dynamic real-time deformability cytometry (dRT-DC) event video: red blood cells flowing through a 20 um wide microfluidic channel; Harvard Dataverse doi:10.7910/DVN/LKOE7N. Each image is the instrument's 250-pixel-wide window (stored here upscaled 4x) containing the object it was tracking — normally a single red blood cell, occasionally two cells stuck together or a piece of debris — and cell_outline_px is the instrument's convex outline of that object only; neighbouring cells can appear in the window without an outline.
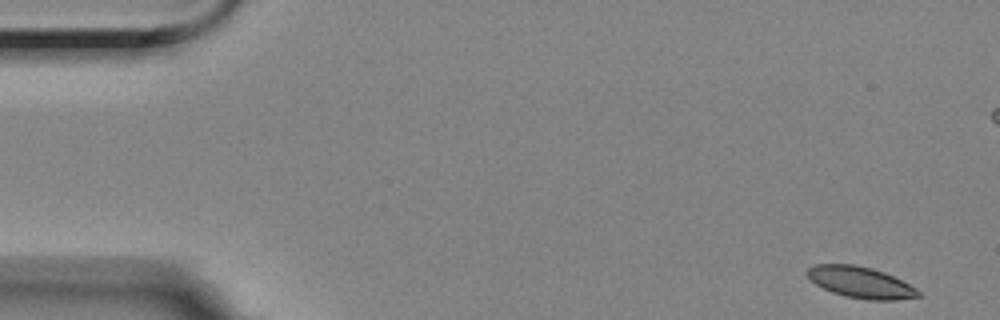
{"species": "Egyptian fruit bat (a non-hibernating species)", "species_latin": "Rousettus aegyptiacus", "temperature_condition": "room temperature", "stored_images_in_passage": 56, "camera_frame_rate_fps": 3000, "um_per_image_px": 0.085, "animal": {"sex": "female"}, "frame": {"image": 1, "passage_image": 1, "time_ms": 0.0, "image_size_px": [1000, 320], "cell_outline_px": [[920, 296], [896, 300], [868, 300], [844, 296], [832, 292], [816, 284], [804, 272], [808, 268], [816, 264], [856, 264], [872, 268], [884, 272], [916, 288], [920, 292]], "centroid_in_image_um": [73.13, 23.99], "position_along_channel_um": 11.9, "area_um2": 20.17}}
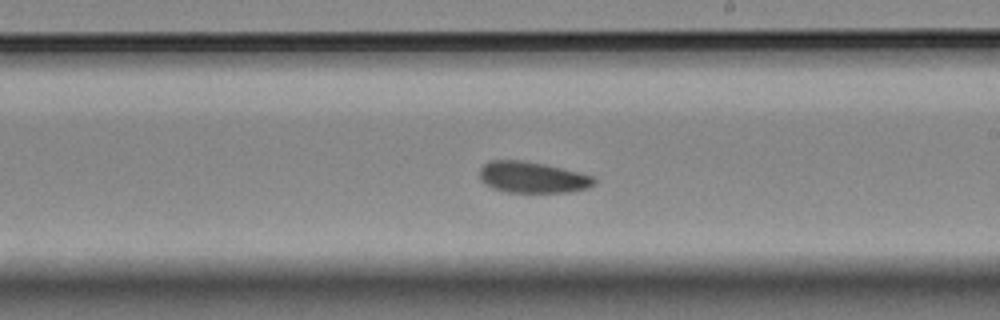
{"frame": {"image": 2, "passage_image": 31, "time_ms": 10.0, "image_size_px": [1000, 320], "cell_outline_px": [[596, 184], [588, 188], [568, 192], [508, 192], [492, 188], [484, 184], [480, 180], [480, 168], [488, 160], [524, 160], [544, 164], [596, 176]], "centroid_in_image_um": [45.27, 15.07], "position_along_channel_um": 243.7, "area_um2": 21.04}}
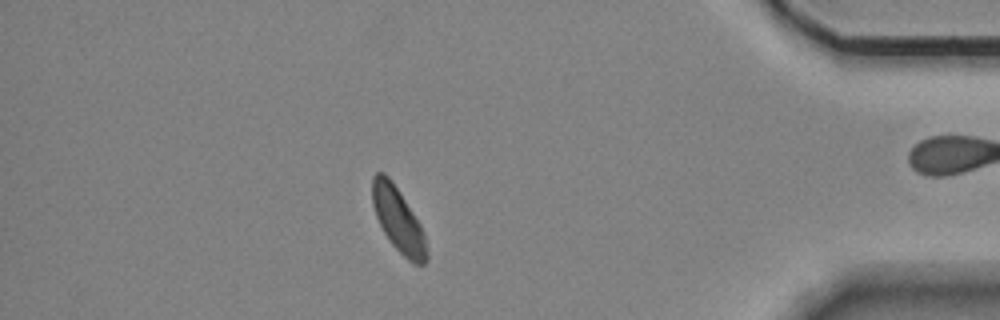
{"frame": {"image": 3, "passage_image": 48, "time_ms": 15.667, "image_size_px": [1000, 320], "cell_outline_px": [[428, 260], [424, 264], [412, 264], [392, 244], [384, 232], [376, 216], [372, 204], [372, 176], [376, 172], [384, 172], [392, 180], [400, 192], [420, 224], [424, 236], [428, 252]], "centroid_in_image_um": [33.84, 18.67], "position_along_channel_um": 401.4, "area_um2": 20.29}, "authors_computed_cell_mechanics": {"area_um2": 20.8947, "velocity_mm_per_s": 3.489, "shape_relaxation_time_tau1_ms": 5.5978, "shape_relaxation_time_tau2_ms": null, "deformation_change_tau1": 0.0826, "deformation_change_tau2": null}}